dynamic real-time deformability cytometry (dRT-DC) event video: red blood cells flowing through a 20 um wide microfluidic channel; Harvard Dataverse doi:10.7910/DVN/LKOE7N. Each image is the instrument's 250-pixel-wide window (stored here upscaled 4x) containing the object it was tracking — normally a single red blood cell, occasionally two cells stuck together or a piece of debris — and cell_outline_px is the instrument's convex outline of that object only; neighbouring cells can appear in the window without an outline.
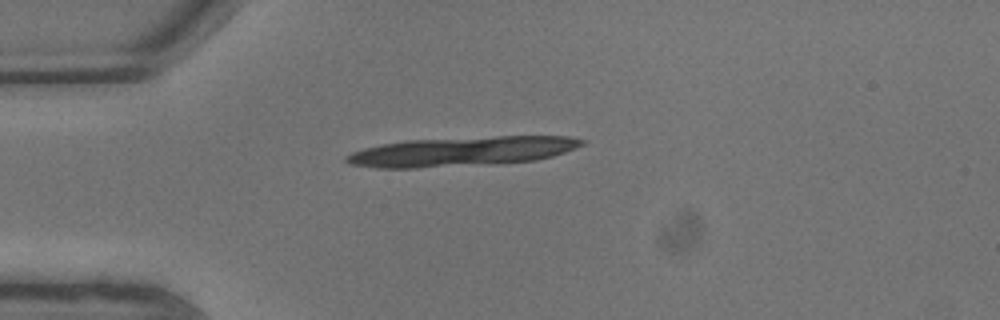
{"species": "common noctule bat (a hibernating species)", "species_latin": "Nyctalus noctula", "temperature_condition": "warm", "stored_images_in_passage": 7, "segment_of_instrument_passage": [1, 2], "camera_frame_rate_fps": 3000, "um_per_image_px": 0.085, "animal": {"sex": "male", "body_mass_g": 13.3}, "frame": {"image": 1, "passage_image": 1, "time_ms": 0.0, "image_size_px": [1000, 320], "cell_outline_px": [[588, 140], [584, 144], [576, 148], [552, 156], [536, 160], [416, 168], [376, 168], [352, 164], [344, 160], [344, 156], [352, 152], [364, 148], [384, 144], [408, 140], [496, 136], [568, 136]], "centroid_in_image_um": [39.27, 12.86], "position_along_channel_um": 45.7, "area_um2": 40.0}}